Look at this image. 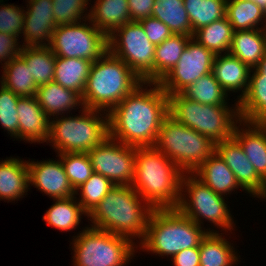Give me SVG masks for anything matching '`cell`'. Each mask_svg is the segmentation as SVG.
I'll list each match as a JSON object with an SVG mask.
<instances>
[{
	"mask_svg": "<svg viewBox=\"0 0 266 266\" xmlns=\"http://www.w3.org/2000/svg\"><path fill=\"white\" fill-rule=\"evenodd\" d=\"M168 115L166 92L159 83L143 82L108 113L109 137L129 146L153 147Z\"/></svg>",
	"mask_w": 266,
	"mask_h": 266,
	"instance_id": "cell-1",
	"label": "cell"
},
{
	"mask_svg": "<svg viewBox=\"0 0 266 266\" xmlns=\"http://www.w3.org/2000/svg\"><path fill=\"white\" fill-rule=\"evenodd\" d=\"M153 210L131 185H116L87 217L92 223L90 227L127 237L135 243V238L140 242L144 239Z\"/></svg>",
	"mask_w": 266,
	"mask_h": 266,
	"instance_id": "cell-2",
	"label": "cell"
},
{
	"mask_svg": "<svg viewBox=\"0 0 266 266\" xmlns=\"http://www.w3.org/2000/svg\"><path fill=\"white\" fill-rule=\"evenodd\" d=\"M183 171L154 147H137L133 189L153 208H177Z\"/></svg>",
	"mask_w": 266,
	"mask_h": 266,
	"instance_id": "cell-3",
	"label": "cell"
},
{
	"mask_svg": "<svg viewBox=\"0 0 266 266\" xmlns=\"http://www.w3.org/2000/svg\"><path fill=\"white\" fill-rule=\"evenodd\" d=\"M142 79L109 50L91 65L85 90L83 107L109 113Z\"/></svg>",
	"mask_w": 266,
	"mask_h": 266,
	"instance_id": "cell-4",
	"label": "cell"
},
{
	"mask_svg": "<svg viewBox=\"0 0 266 266\" xmlns=\"http://www.w3.org/2000/svg\"><path fill=\"white\" fill-rule=\"evenodd\" d=\"M202 228L177 208L154 209L138 247L159 257H173L184 249L199 247L208 232H219Z\"/></svg>",
	"mask_w": 266,
	"mask_h": 266,
	"instance_id": "cell-5",
	"label": "cell"
},
{
	"mask_svg": "<svg viewBox=\"0 0 266 266\" xmlns=\"http://www.w3.org/2000/svg\"><path fill=\"white\" fill-rule=\"evenodd\" d=\"M234 106L201 104L182 93L168 95L169 115L215 143L233 137L234 129L241 120L237 101Z\"/></svg>",
	"mask_w": 266,
	"mask_h": 266,
	"instance_id": "cell-6",
	"label": "cell"
},
{
	"mask_svg": "<svg viewBox=\"0 0 266 266\" xmlns=\"http://www.w3.org/2000/svg\"><path fill=\"white\" fill-rule=\"evenodd\" d=\"M81 111L74 117L51 118L48 142L57 154L87 153L109 136L108 113L85 107Z\"/></svg>",
	"mask_w": 266,
	"mask_h": 266,
	"instance_id": "cell-7",
	"label": "cell"
},
{
	"mask_svg": "<svg viewBox=\"0 0 266 266\" xmlns=\"http://www.w3.org/2000/svg\"><path fill=\"white\" fill-rule=\"evenodd\" d=\"M153 147L174 162L183 173H193L215 152V142L168 115Z\"/></svg>",
	"mask_w": 266,
	"mask_h": 266,
	"instance_id": "cell-8",
	"label": "cell"
},
{
	"mask_svg": "<svg viewBox=\"0 0 266 266\" xmlns=\"http://www.w3.org/2000/svg\"><path fill=\"white\" fill-rule=\"evenodd\" d=\"M73 237V266H125L138 248L127 237L88 226Z\"/></svg>",
	"mask_w": 266,
	"mask_h": 266,
	"instance_id": "cell-9",
	"label": "cell"
},
{
	"mask_svg": "<svg viewBox=\"0 0 266 266\" xmlns=\"http://www.w3.org/2000/svg\"><path fill=\"white\" fill-rule=\"evenodd\" d=\"M227 205L224 196L215 193L192 173L183 174L177 209L199 226L205 219L223 228L222 231L231 232L235 224Z\"/></svg>",
	"mask_w": 266,
	"mask_h": 266,
	"instance_id": "cell-10",
	"label": "cell"
},
{
	"mask_svg": "<svg viewBox=\"0 0 266 266\" xmlns=\"http://www.w3.org/2000/svg\"><path fill=\"white\" fill-rule=\"evenodd\" d=\"M155 47L139 21L128 22L108 36V50L143 82L154 83Z\"/></svg>",
	"mask_w": 266,
	"mask_h": 266,
	"instance_id": "cell-11",
	"label": "cell"
},
{
	"mask_svg": "<svg viewBox=\"0 0 266 266\" xmlns=\"http://www.w3.org/2000/svg\"><path fill=\"white\" fill-rule=\"evenodd\" d=\"M49 47L57 57L83 58L94 62L108 51V37L88 18L82 23L57 26Z\"/></svg>",
	"mask_w": 266,
	"mask_h": 266,
	"instance_id": "cell-12",
	"label": "cell"
},
{
	"mask_svg": "<svg viewBox=\"0 0 266 266\" xmlns=\"http://www.w3.org/2000/svg\"><path fill=\"white\" fill-rule=\"evenodd\" d=\"M135 146L107 137L87 152L93 172L108 178L115 186L132 185L135 178Z\"/></svg>",
	"mask_w": 266,
	"mask_h": 266,
	"instance_id": "cell-13",
	"label": "cell"
},
{
	"mask_svg": "<svg viewBox=\"0 0 266 266\" xmlns=\"http://www.w3.org/2000/svg\"><path fill=\"white\" fill-rule=\"evenodd\" d=\"M215 54L191 38L174 68L159 82L169 94L182 93L202 76L212 72Z\"/></svg>",
	"mask_w": 266,
	"mask_h": 266,
	"instance_id": "cell-14",
	"label": "cell"
},
{
	"mask_svg": "<svg viewBox=\"0 0 266 266\" xmlns=\"http://www.w3.org/2000/svg\"><path fill=\"white\" fill-rule=\"evenodd\" d=\"M215 151L232 170L242 190L250 196L266 200V182L257 174L242 146L234 137L215 143Z\"/></svg>",
	"mask_w": 266,
	"mask_h": 266,
	"instance_id": "cell-15",
	"label": "cell"
},
{
	"mask_svg": "<svg viewBox=\"0 0 266 266\" xmlns=\"http://www.w3.org/2000/svg\"><path fill=\"white\" fill-rule=\"evenodd\" d=\"M29 169V184L44 192L52 199L75 196V190L70 185L64 166L59 160L27 161Z\"/></svg>",
	"mask_w": 266,
	"mask_h": 266,
	"instance_id": "cell-16",
	"label": "cell"
},
{
	"mask_svg": "<svg viewBox=\"0 0 266 266\" xmlns=\"http://www.w3.org/2000/svg\"><path fill=\"white\" fill-rule=\"evenodd\" d=\"M19 139L32 143H48L50 118L40 107L36 96L20 97L17 102Z\"/></svg>",
	"mask_w": 266,
	"mask_h": 266,
	"instance_id": "cell-17",
	"label": "cell"
},
{
	"mask_svg": "<svg viewBox=\"0 0 266 266\" xmlns=\"http://www.w3.org/2000/svg\"><path fill=\"white\" fill-rule=\"evenodd\" d=\"M238 124L233 137L242 146L257 174L266 182V123L240 120Z\"/></svg>",
	"mask_w": 266,
	"mask_h": 266,
	"instance_id": "cell-18",
	"label": "cell"
},
{
	"mask_svg": "<svg viewBox=\"0 0 266 266\" xmlns=\"http://www.w3.org/2000/svg\"><path fill=\"white\" fill-rule=\"evenodd\" d=\"M251 68L229 53L215 56L212 73L216 81L227 92H238L237 102L246 94L249 87Z\"/></svg>",
	"mask_w": 266,
	"mask_h": 266,
	"instance_id": "cell-19",
	"label": "cell"
},
{
	"mask_svg": "<svg viewBox=\"0 0 266 266\" xmlns=\"http://www.w3.org/2000/svg\"><path fill=\"white\" fill-rule=\"evenodd\" d=\"M29 187L31 186L26 160L9 157L0 162V200L15 202L27 195Z\"/></svg>",
	"mask_w": 266,
	"mask_h": 266,
	"instance_id": "cell-20",
	"label": "cell"
},
{
	"mask_svg": "<svg viewBox=\"0 0 266 266\" xmlns=\"http://www.w3.org/2000/svg\"><path fill=\"white\" fill-rule=\"evenodd\" d=\"M35 96L40 107L50 119L51 116L68 114L76 107L77 109L83 108L82 99L78 93L54 81L38 86Z\"/></svg>",
	"mask_w": 266,
	"mask_h": 266,
	"instance_id": "cell-21",
	"label": "cell"
},
{
	"mask_svg": "<svg viewBox=\"0 0 266 266\" xmlns=\"http://www.w3.org/2000/svg\"><path fill=\"white\" fill-rule=\"evenodd\" d=\"M192 174L222 196L235 192L240 187L234 173L216 151Z\"/></svg>",
	"mask_w": 266,
	"mask_h": 266,
	"instance_id": "cell-22",
	"label": "cell"
},
{
	"mask_svg": "<svg viewBox=\"0 0 266 266\" xmlns=\"http://www.w3.org/2000/svg\"><path fill=\"white\" fill-rule=\"evenodd\" d=\"M228 53L255 68L266 54V28L234 31Z\"/></svg>",
	"mask_w": 266,
	"mask_h": 266,
	"instance_id": "cell-23",
	"label": "cell"
},
{
	"mask_svg": "<svg viewBox=\"0 0 266 266\" xmlns=\"http://www.w3.org/2000/svg\"><path fill=\"white\" fill-rule=\"evenodd\" d=\"M90 8V21L107 37L131 22L127 0H96Z\"/></svg>",
	"mask_w": 266,
	"mask_h": 266,
	"instance_id": "cell-24",
	"label": "cell"
},
{
	"mask_svg": "<svg viewBox=\"0 0 266 266\" xmlns=\"http://www.w3.org/2000/svg\"><path fill=\"white\" fill-rule=\"evenodd\" d=\"M249 87L238 101L240 119L253 123H266V79L252 68Z\"/></svg>",
	"mask_w": 266,
	"mask_h": 266,
	"instance_id": "cell-25",
	"label": "cell"
},
{
	"mask_svg": "<svg viewBox=\"0 0 266 266\" xmlns=\"http://www.w3.org/2000/svg\"><path fill=\"white\" fill-rule=\"evenodd\" d=\"M92 63L83 58L56 56L53 81L82 97Z\"/></svg>",
	"mask_w": 266,
	"mask_h": 266,
	"instance_id": "cell-26",
	"label": "cell"
},
{
	"mask_svg": "<svg viewBox=\"0 0 266 266\" xmlns=\"http://www.w3.org/2000/svg\"><path fill=\"white\" fill-rule=\"evenodd\" d=\"M223 234L208 232L202 239L199 246L200 266H233V264H237L239 261L237 251L224 238Z\"/></svg>",
	"mask_w": 266,
	"mask_h": 266,
	"instance_id": "cell-27",
	"label": "cell"
},
{
	"mask_svg": "<svg viewBox=\"0 0 266 266\" xmlns=\"http://www.w3.org/2000/svg\"><path fill=\"white\" fill-rule=\"evenodd\" d=\"M76 196L68 198L53 199L55 202L46 210L43 220L46 224L61 231H71L76 229L81 216H88V213L81 207Z\"/></svg>",
	"mask_w": 266,
	"mask_h": 266,
	"instance_id": "cell-28",
	"label": "cell"
},
{
	"mask_svg": "<svg viewBox=\"0 0 266 266\" xmlns=\"http://www.w3.org/2000/svg\"><path fill=\"white\" fill-rule=\"evenodd\" d=\"M0 84L11 90L19 97H32L36 95L38 86L35 84L33 74L29 66L18 55L12 58L7 64L3 65Z\"/></svg>",
	"mask_w": 266,
	"mask_h": 266,
	"instance_id": "cell-29",
	"label": "cell"
},
{
	"mask_svg": "<svg viewBox=\"0 0 266 266\" xmlns=\"http://www.w3.org/2000/svg\"><path fill=\"white\" fill-rule=\"evenodd\" d=\"M226 17L234 31L266 28V11L253 0L226 2ZM263 23H265L264 26L259 27Z\"/></svg>",
	"mask_w": 266,
	"mask_h": 266,
	"instance_id": "cell-30",
	"label": "cell"
},
{
	"mask_svg": "<svg viewBox=\"0 0 266 266\" xmlns=\"http://www.w3.org/2000/svg\"><path fill=\"white\" fill-rule=\"evenodd\" d=\"M192 36L173 34L155 47L154 83H159L176 65Z\"/></svg>",
	"mask_w": 266,
	"mask_h": 266,
	"instance_id": "cell-31",
	"label": "cell"
},
{
	"mask_svg": "<svg viewBox=\"0 0 266 266\" xmlns=\"http://www.w3.org/2000/svg\"><path fill=\"white\" fill-rule=\"evenodd\" d=\"M19 56L29 66L37 86L53 81L56 56L49 46L21 47Z\"/></svg>",
	"mask_w": 266,
	"mask_h": 266,
	"instance_id": "cell-32",
	"label": "cell"
},
{
	"mask_svg": "<svg viewBox=\"0 0 266 266\" xmlns=\"http://www.w3.org/2000/svg\"><path fill=\"white\" fill-rule=\"evenodd\" d=\"M233 34V27L227 17H224L199 28L194 32L192 38L215 55H218L229 52Z\"/></svg>",
	"mask_w": 266,
	"mask_h": 266,
	"instance_id": "cell-33",
	"label": "cell"
},
{
	"mask_svg": "<svg viewBox=\"0 0 266 266\" xmlns=\"http://www.w3.org/2000/svg\"><path fill=\"white\" fill-rule=\"evenodd\" d=\"M151 16L163 22L173 34L192 36L191 22L183 0H155Z\"/></svg>",
	"mask_w": 266,
	"mask_h": 266,
	"instance_id": "cell-34",
	"label": "cell"
},
{
	"mask_svg": "<svg viewBox=\"0 0 266 266\" xmlns=\"http://www.w3.org/2000/svg\"><path fill=\"white\" fill-rule=\"evenodd\" d=\"M191 22L192 37L196 30L226 17V0H183Z\"/></svg>",
	"mask_w": 266,
	"mask_h": 266,
	"instance_id": "cell-35",
	"label": "cell"
},
{
	"mask_svg": "<svg viewBox=\"0 0 266 266\" xmlns=\"http://www.w3.org/2000/svg\"><path fill=\"white\" fill-rule=\"evenodd\" d=\"M182 94L201 104L228 105L229 94L216 81L212 72L192 83Z\"/></svg>",
	"mask_w": 266,
	"mask_h": 266,
	"instance_id": "cell-36",
	"label": "cell"
},
{
	"mask_svg": "<svg viewBox=\"0 0 266 266\" xmlns=\"http://www.w3.org/2000/svg\"><path fill=\"white\" fill-rule=\"evenodd\" d=\"M57 26L55 18L41 15H29L25 11L22 37L24 42L22 47L49 46L52 40V34ZM47 41V42H46Z\"/></svg>",
	"mask_w": 266,
	"mask_h": 266,
	"instance_id": "cell-37",
	"label": "cell"
},
{
	"mask_svg": "<svg viewBox=\"0 0 266 266\" xmlns=\"http://www.w3.org/2000/svg\"><path fill=\"white\" fill-rule=\"evenodd\" d=\"M113 187L115 185L108 178L93 172L91 177L75 190V195H79L77 201L89 214Z\"/></svg>",
	"mask_w": 266,
	"mask_h": 266,
	"instance_id": "cell-38",
	"label": "cell"
},
{
	"mask_svg": "<svg viewBox=\"0 0 266 266\" xmlns=\"http://www.w3.org/2000/svg\"><path fill=\"white\" fill-rule=\"evenodd\" d=\"M58 157L74 190L91 177L93 167L87 153H59Z\"/></svg>",
	"mask_w": 266,
	"mask_h": 266,
	"instance_id": "cell-39",
	"label": "cell"
},
{
	"mask_svg": "<svg viewBox=\"0 0 266 266\" xmlns=\"http://www.w3.org/2000/svg\"><path fill=\"white\" fill-rule=\"evenodd\" d=\"M89 0H52L55 25H67L78 23L82 19H88L87 14ZM86 11V12H85ZM85 13V14H84ZM84 15V16H83Z\"/></svg>",
	"mask_w": 266,
	"mask_h": 266,
	"instance_id": "cell-40",
	"label": "cell"
},
{
	"mask_svg": "<svg viewBox=\"0 0 266 266\" xmlns=\"http://www.w3.org/2000/svg\"><path fill=\"white\" fill-rule=\"evenodd\" d=\"M20 97L0 84V124L10 136L19 139L17 102Z\"/></svg>",
	"mask_w": 266,
	"mask_h": 266,
	"instance_id": "cell-41",
	"label": "cell"
},
{
	"mask_svg": "<svg viewBox=\"0 0 266 266\" xmlns=\"http://www.w3.org/2000/svg\"><path fill=\"white\" fill-rule=\"evenodd\" d=\"M0 0V33L14 35L19 38L22 34L25 10L14 4H5ZM2 3V4H1Z\"/></svg>",
	"mask_w": 266,
	"mask_h": 266,
	"instance_id": "cell-42",
	"label": "cell"
},
{
	"mask_svg": "<svg viewBox=\"0 0 266 266\" xmlns=\"http://www.w3.org/2000/svg\"><path fill=\"white\" fill-rule=\"evenodd\" d=\"M143 26L150 42L157 46L173 35L163 22L154 17H147L139 21Z\"/></svg>",
	"mask_w": 266,
	"mask_h": 266,
	"instance_id": "cell-43",
	"label": "cell"
},
{
	"mask_svg": "<svg viewBox=\"0 0 266 266\" xmlns=\"http://www.w3.org/2000/svg\"><path fill=\"white\" fill-rule=\"evenodd\" d=\"M18 41L14 35L0 33V63L2 67L19 55L22 46Z\"/></svg>",
	"mask_w": 266,
	"mask_h": 266,
	"instance_id": "cell-44",
	"label": "cell"
},
{
	"mask_svg": "<svg viewBox=\"0 0 266 266\" xmlns=\"http://www.w3.org/2000/svg\"><path fill=\"white\" fill-rule=\"evenodd\" d=\"M131 21L151 17L155 0H127Z\"/></svg>",
	"mask_w": 266,
	"mask_h": 266,
	"instance_id": "cell-45",
	"label": "cell"
},
{
	"mask_svg": "<svg viewBox=\"0 0 266 266\" xmlns=\"http://www.w3.org/2000/svg\"><path fill=\"white\" fill-rule=\"evenodd\" d=\"M199 259V247L184 249L171 258L174 266H200Z\"/></svg>",
	"mask_w": 266,
	"mask_h": 266,
	"instance_id": "cell-46",
	"label": "cell"
},
{
	"mask_svg": "<svg viewBox=\"0 0 266 266\" xmlns=\"http://www.w3.org/2000/svg\"><path fill=\"white\" fill-rule=\"evenodd\" d=\"M26 12L29 15H41L54 18L52 0H30L27 1Z\"/></svg>",
	"mask_w": 266,
	"mask_h": 266,
	"instance_id": "cell-47",
	"label": "cell"
},
{
	"mask_svg": "<svg viewBox=\"0 0 266 266\" xmlns=\"http://www.w3.org/2000/svg\"><path fill=\"white\" fill-rule=\"evenodd\" d=\"M255 68L263 75V79H266V54Z\"/></svg>",
	"mask_w": 266,
	"mask_h": 266,
	"instance_id": "cell-48",
	"label": "cell"
},
{
	"mask_svg": "<svg viewBox=\"0 0 266 266\" xmlns=\"http://www.w3.org/2000/svg\"><path fill=\"white\" fill-rule=\"evenodd\" d=\"M260 8L266 11V0H253Z\"/></svg>",
	"mask_w": 266,
	"mask_h": 266,
	"instance_id": "cell-49",
	"label": "cell"
}]
</instances>
